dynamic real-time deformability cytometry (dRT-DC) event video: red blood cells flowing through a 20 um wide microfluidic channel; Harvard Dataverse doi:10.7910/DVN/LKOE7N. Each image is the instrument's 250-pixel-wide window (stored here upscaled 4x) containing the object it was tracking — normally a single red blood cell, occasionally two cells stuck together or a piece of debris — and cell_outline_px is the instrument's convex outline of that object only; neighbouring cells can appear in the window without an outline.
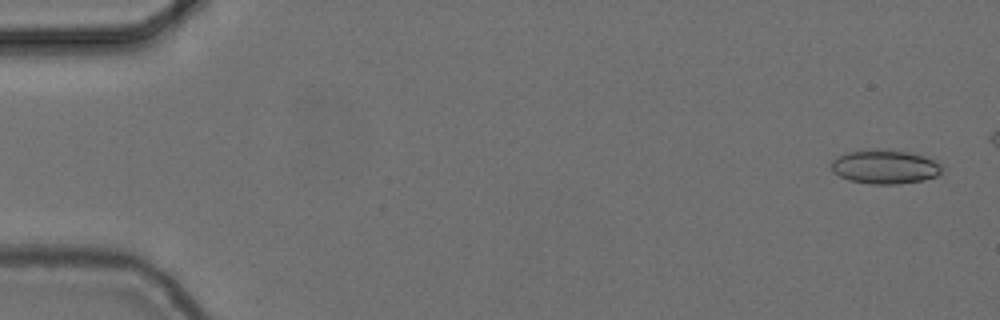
{"species": "common noctule bat (a hibernating species)", "species_latin": "Nyctalus noctula", "temperature_condition": "cold", "stored_images_in_passage": 49, "camera_frame_rate_fps": 3000, "um_per_image_px": 0.085, "animal": {"sex": "female", "body_mass_g": 24.6, "forearm_length_mm": 56.2}, "frame": {"image": 1, "passage_image": 2, "time_ms": 0.333, "image_size_px": [1000, 320], "cell_outline_px": [[944, 168], [936, 176], [924, 180], [900, 184], [872, 184], [848, 180], [832, 172], [832, 160], [848, 152], [860, 148], [876, 148], [908, 152], [924, 156], [940, 164]], "centroid_in_image_um": [75.19, 14.17], "position_along_channel_um": 9.8, "area_um2": 22.14}}
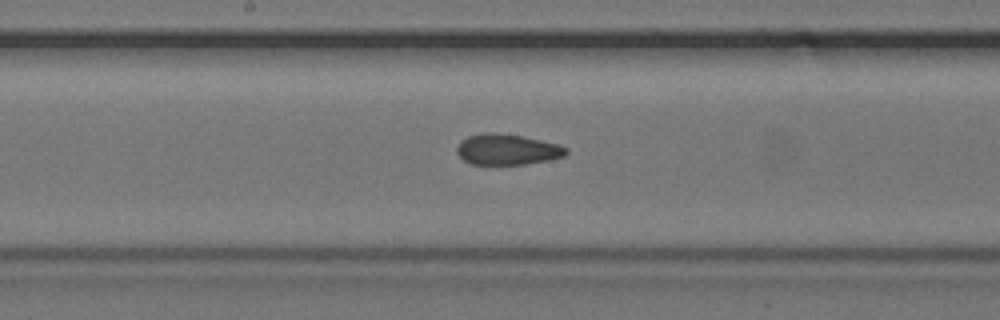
{"frame": {"image": 2, "passage_image": 29, "time_ms": 9.333, "image_size_px": [1000, 320], "cell_outline_px": [[568, 152], [564, 156], [548, 160], [524, 164], [472, 164], [464, 160], [456, 152], [456, 148], [460, 140], [468, 136], [484, 132], [488, 132], [520, 136], [540, 140], [556, 144], [568, 148]], "centroid_in_image_um": [43.08, 12.7], "position_along_channel_um": 205.1, "area_um2": 19.36}}
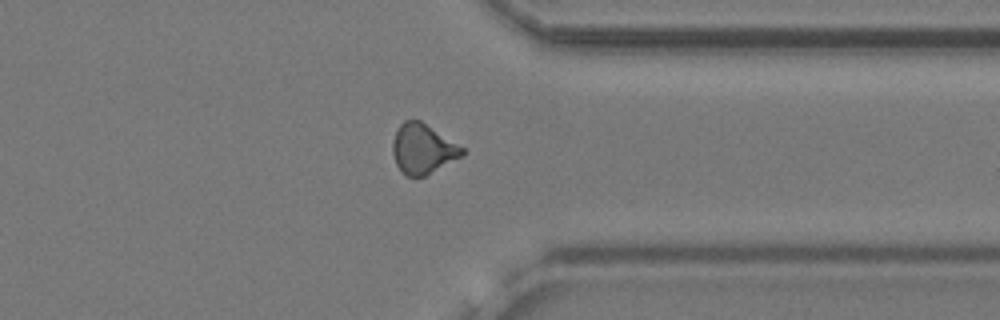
{"frame": {"image": 3, "passage_image": 43, "time_ms": 14.0, "image_size_px": [1000, 320], "cell_outline_px": [[464, 156], [424, 176], [408, 176], [396, 164], [392, 152], [392, 144], [396, 132], [400, 124], [404, 120], [420, 120], [464, 148]], "centroid_in_image_um": [35.95, 12.65], "position_along_channel_um": 375.5, "area_um2": 19.94}}